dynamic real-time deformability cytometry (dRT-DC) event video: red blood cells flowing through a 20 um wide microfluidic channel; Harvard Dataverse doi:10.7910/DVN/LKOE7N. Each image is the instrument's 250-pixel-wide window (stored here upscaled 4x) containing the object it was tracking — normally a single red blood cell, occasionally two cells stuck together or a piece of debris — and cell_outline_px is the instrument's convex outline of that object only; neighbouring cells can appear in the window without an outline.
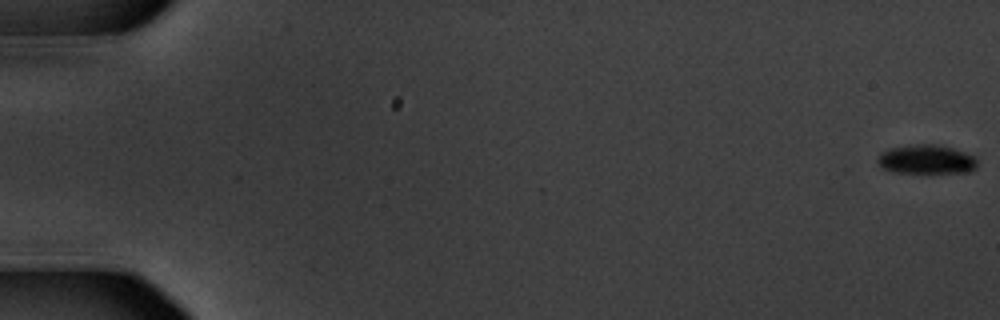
{"species": "common noctule bat (a hibernating species)", "species_latin": "Nyctalus noctula", "temperature_condition": "warm", "stored_images_in_passage": 58, "camera_frame_rate_fps": 3000, "um_per_image_px": 0.085, "animal": {"sex": "male", "body_mass_g": 20.1, "forearm_length_mm": 53.5}, "frame": {"image": 1, "passage_image": 1, "time_ms": 0.0, "image_size_px": [1000, 320], "cell_outline_px": [[976, 168], [972, 172], [892, 172], [880, 168], [876, 160], [876, 156], [880, 152], [888, 148], [912, 144], [936, 144], [952, 148], [976, 156]], "centroid_in_image_um": [78.68, 13.54], "position_along_channel_um": 6.3, "area_um2": 17.17}}
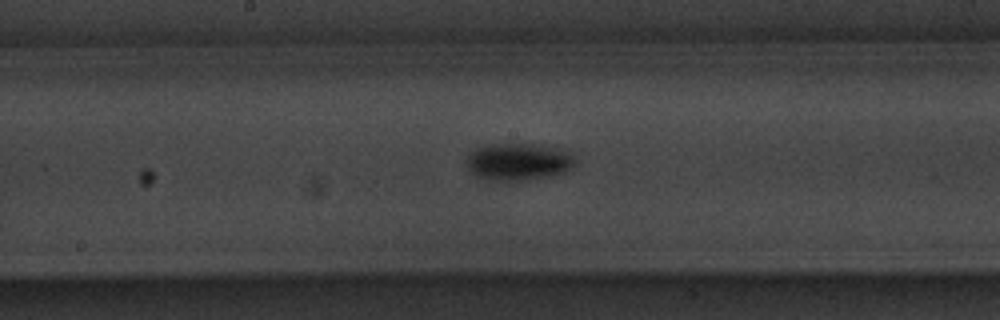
{"frame": {"image": 2, "passage_image": 32, "time_ms": 10.333, "image_size_px": [1000, 320], "cell_outline_px": [[576, 164], [564, 172], [548, 176], [524, 180], [492, 180], [476, 176], [468, 168], [468, 156], [476, 148], [496, 144], [532, 144], [560, 148], [572, 156]], "centroid_in_image_um": [44.07, 13.75], "position_along_channel_um": 204.1, "area_um2": 23.0}}
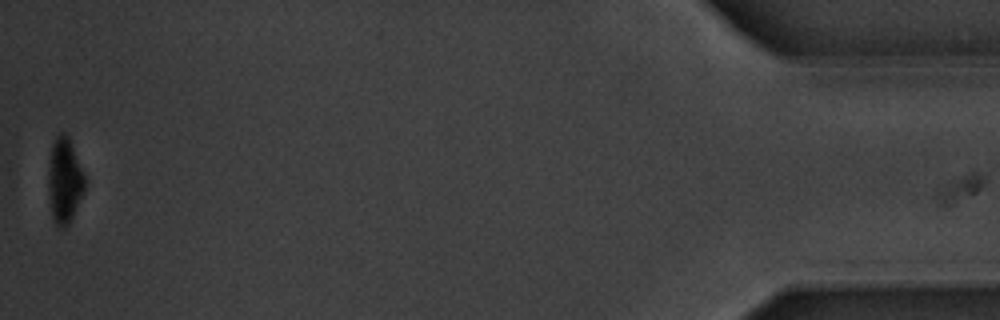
{"frame": {"image": 3, "passage_image": 58, "time_ms": 19.0, "image_size_px": [1000, 320], "cell_outline_px": [[84, 192], [68, 224], [64, 228], [60, 228], [56, 224], [52, 216], [48, 188], [48, 176], [52, 144], [56, 136], [60, 132], [64, 132], [68, 136], [84, 176]], "centroid_in_image_um": [5.47, 15.35], "position_along_channel_um": 429.7, "area_um2": 17.63}, "authors_computed_cell_mechanics": {"area_um2": 19.3052, "velocity_mm_per_s": 3.5971, "shape_relaxation_time_tau1_ms": 1.4573, "shape_relaxation_time_tau2_ms": null, "deformation_change_tau1": 0.1357, "deformation_change_tau2": null}}